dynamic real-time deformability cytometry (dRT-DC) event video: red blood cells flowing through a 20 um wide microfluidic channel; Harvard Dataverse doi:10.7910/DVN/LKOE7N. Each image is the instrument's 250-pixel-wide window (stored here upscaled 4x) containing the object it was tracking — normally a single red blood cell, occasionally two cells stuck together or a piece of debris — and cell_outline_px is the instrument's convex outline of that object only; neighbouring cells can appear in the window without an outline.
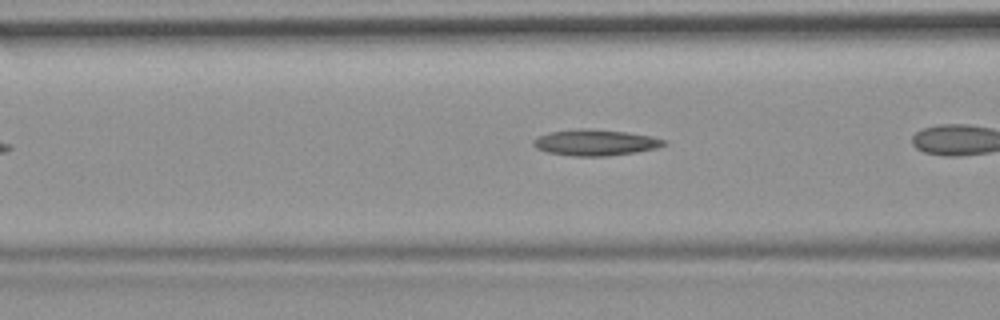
{"species": "common noctule bat (a hibernating species)", "species_latin": "Nyctalus noctula", "temperature_condition": "room temperature", "stored_images_in_passage": 26, "camera_frame_rate_fps": 3000, "um_per_image_px": 0.085, "animal": {"sex": "female", "body_mass_g": 19.9}, "frame": {"image": 1, "passage_image": 5, "time_ms": 1.333, "image_size_px": [1000, 320], "cell_outline_px": [[668, 144], [656, 148], [636, 152], [608, 156], [572, 156], [548, 152], [536, 148], [532, 144], [532, 140], [536, 136], [548, 132], [580, 128], [592, 128], [628, 132], [652, 136], [668, 140]], "centroid_in_image_um": [50.61, 12.1], "position_along_channel_um": 116.0, "area_um2": 20.23}}
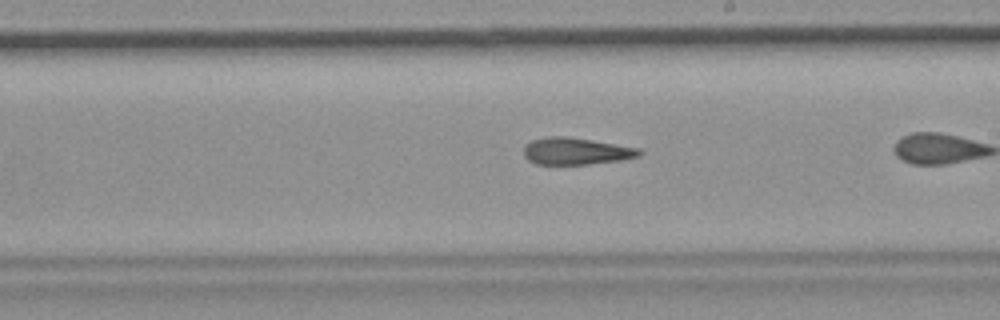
{"frame": {"image": 2, "passage_image": 15, "time_ms": 4.667, "image_size_px": [1000, 320], "cell_outline_px": [[644, 152], [640, 156], [620, 160], [588, 164], [536, 164], [528, 160], [524, 156], [524, 144], [532, 140], [548, 136], [568, 136], [640, 148]], "centroid_in_image_um": [48.96, 12.84], "position_along_channel_um": 240.0, "area_um2": 18.26}}